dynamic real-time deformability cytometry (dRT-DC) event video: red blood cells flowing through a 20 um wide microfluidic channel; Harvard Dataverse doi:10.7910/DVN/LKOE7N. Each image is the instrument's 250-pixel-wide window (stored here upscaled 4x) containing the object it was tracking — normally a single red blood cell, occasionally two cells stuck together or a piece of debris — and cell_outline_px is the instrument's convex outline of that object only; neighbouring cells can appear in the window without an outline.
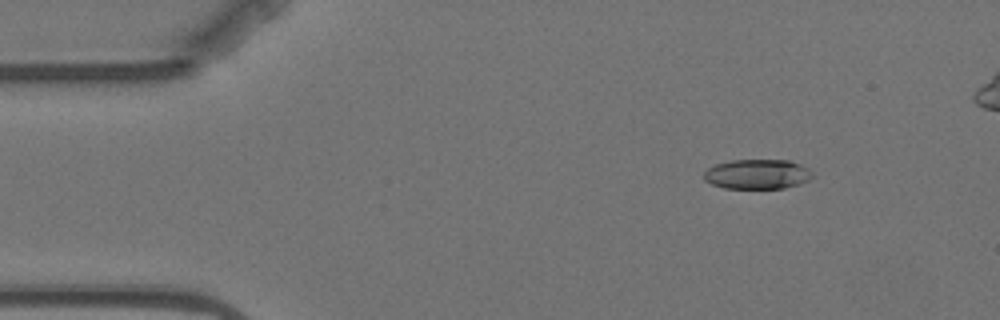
{"species": "Egyptian fruit bat (a non-hibernating species)", "species_latin": "Rousettus aegyptiacus", "temperature_condition": "warm", "stored_images_in_passage": 4, "camera_frame_rate_fps": 3000, "um_per_image_px": 0.085, "animal": {"sex": "female"}, "frame": {"image": 1, "passage_image": 2, "time_ms": 1.0, "image_size_px": [1000, 320], "cell_outline_px": [[812, 176], [808, 180], [800, 184], [784, 188], [724, 188], [712, 184], [704, 180], [704, 172], [708, 168], [716, 164], [732, 160], [788, 160], [800, 164], [808, 168], [812, 172]], "centroid_in_image_um": [64.37, 14.8], "position_along_channel_um": 20.6, "area_um2": 18.79}}